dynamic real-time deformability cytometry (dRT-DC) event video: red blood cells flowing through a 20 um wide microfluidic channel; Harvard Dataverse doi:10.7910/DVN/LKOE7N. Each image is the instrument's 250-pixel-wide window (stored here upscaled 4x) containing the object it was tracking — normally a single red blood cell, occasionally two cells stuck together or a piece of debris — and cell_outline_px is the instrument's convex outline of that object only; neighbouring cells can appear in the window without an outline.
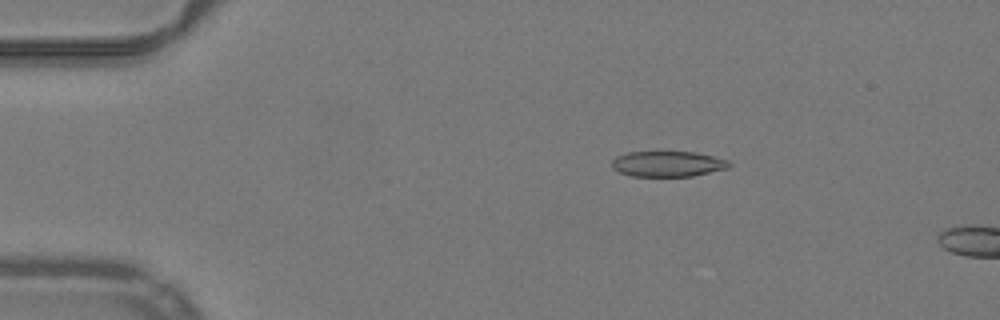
{"species": "common noctule bat (a hibernating species)", "species_latin": "Nyctalus noctula", "temperature_condition": "warm", "stored_images_in_passage": 13, "camera_frame_rate_fps": 3000, "um_per_image_px": 0.085, "animal": {"sex": "male", "body_mass_g": 19.2, "forearm_length_mm": 51.8}, "frame": {"image": 1, "passage_image": 10, "time_ms": 3.0, "image_size_px": [1000, 320], "cell_outline_px": [[732, 164], [728, 168], [692, 176], [632, 176], [620, 172], [612, 168], [612, 160], [616, 156], [628, 152], [696, 152], [728, 160]], "centroid_in_image_um": [56.76, 13.93], "position_along_channel_um": 28.2, "area_um2": 17.4}}